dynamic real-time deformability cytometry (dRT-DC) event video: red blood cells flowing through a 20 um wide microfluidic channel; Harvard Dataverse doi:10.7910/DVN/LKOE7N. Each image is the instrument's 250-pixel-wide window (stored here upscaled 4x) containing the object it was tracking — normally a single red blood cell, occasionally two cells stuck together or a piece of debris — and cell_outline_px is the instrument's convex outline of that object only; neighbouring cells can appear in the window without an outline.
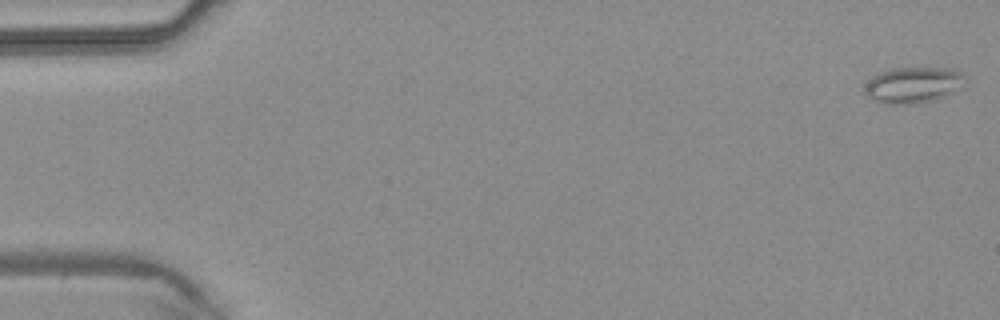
{"species": "common noctule bat (a hibernating species)", "species_latin": "Nyctalus noctula", "temperature_condition": "warm", "stored_images_in_passage": 43, "camera_frame_rate_fps": 3000, "um_per_image_px": 0.085, "animal": {"sex": "male", "body_mass_g": 20.4}, "frame": {"image": 1, "passage_image": 1, "time_ms": 0.0, "image_size_px": [1000, 320], "cell_outline_px": [[964, 76], [944, 96], [936, 100], [908, 104], [884, 104], [864, 96], [864, 92], [868, 80], [872, 76], [892, 68], [948, 68], [960, 72]], "centroid_in_image_um": [77.46, 7.23], "position_along_channel_um": 7.5, "area_um2": 20.35}}
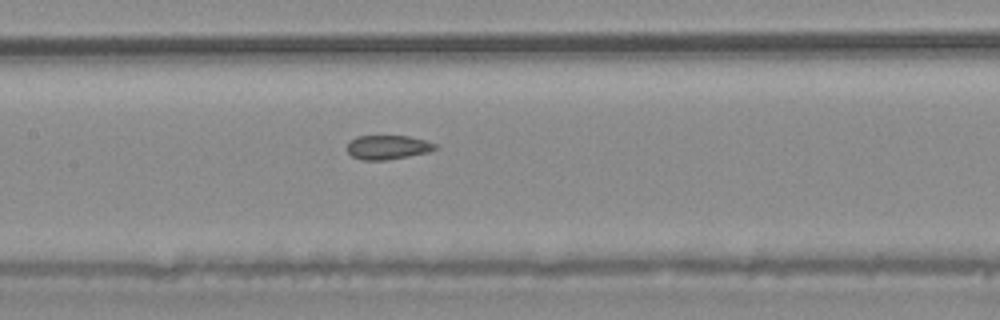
{"frame": {"image": 2, "passage_image": 21, "time_ms": 6.667, "image_size_px": [1000, 320], "cell_outline_px": [[440, 148], [428, 152], [408, 156], [384, 160], [360, 160], [352, 156], [348, 152], [348, 144], [356, 136], [408, 136], [424, 140], [436, 144]], "centroid_in_image_um": [32.98, 12.52], "position_along_channel_um": 174.4, "area_um2": 12.31}}
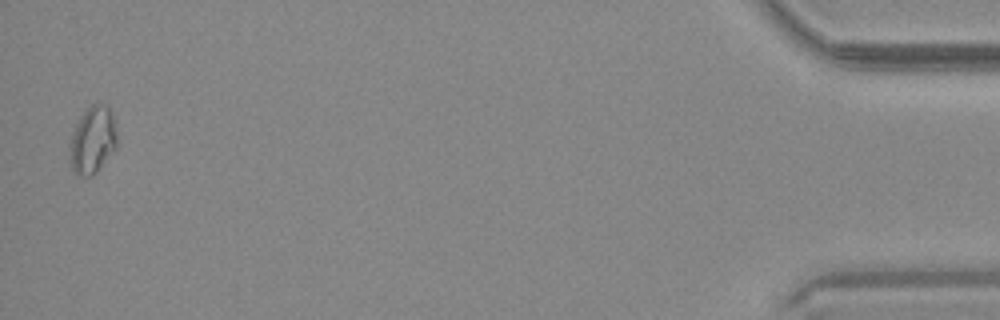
{"frame": {"image": 3, "passage_image": 43, "time_ms": 14.0, "image_size_px": [1000, 320], "cell_outline_px": [[116, 148], [96, 172], [92, 176], [80, 176], [72, 172], [72, 132], [76, 124], [84, 112], [92, 104], [104, 104], [108, 108], [112, 116], [116, 132]], "centroid_in_image_um": [7.89, 11.92], "position_along_channel_um": 427.3, "area_um2": 17.8}}